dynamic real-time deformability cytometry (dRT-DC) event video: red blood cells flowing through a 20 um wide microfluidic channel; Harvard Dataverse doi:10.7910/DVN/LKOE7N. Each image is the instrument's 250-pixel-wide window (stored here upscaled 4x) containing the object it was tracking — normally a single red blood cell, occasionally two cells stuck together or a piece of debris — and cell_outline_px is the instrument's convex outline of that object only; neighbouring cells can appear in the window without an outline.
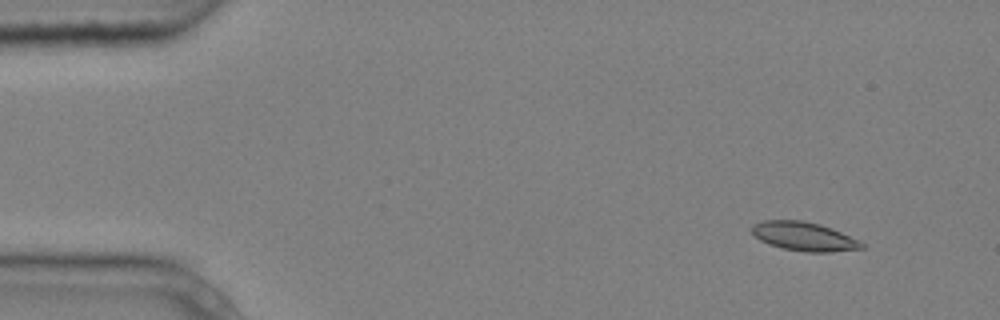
{"species": "common noctule bat (a hibernating species)", "species_latin": "Nyctalus noctula", "temperature_condition": "cold", "stored_images_in_passage": 5, "camera_frame_rate_fps": 3000, "um_per_image_px": 0.085, "animal": {"sex": "male", "body_mass_g": 20.4}, "frame": {"image": 1, "passage_image": 1, "time_ms": 0.0, "image_size_px": [1000, 320], "cell_outline_px": [[864, 248], [832, 252], [808, 252], [780, 248], [760, 240], [752, 232], [752, 224], [764, 220], [800, 220], [820, 224], [832, 228], [860, 240], [864, 244]], "centroid_in_image_um": [68.36, 20.09], "position_along_channel_um": 16.6, "area_um2": 18.5}}